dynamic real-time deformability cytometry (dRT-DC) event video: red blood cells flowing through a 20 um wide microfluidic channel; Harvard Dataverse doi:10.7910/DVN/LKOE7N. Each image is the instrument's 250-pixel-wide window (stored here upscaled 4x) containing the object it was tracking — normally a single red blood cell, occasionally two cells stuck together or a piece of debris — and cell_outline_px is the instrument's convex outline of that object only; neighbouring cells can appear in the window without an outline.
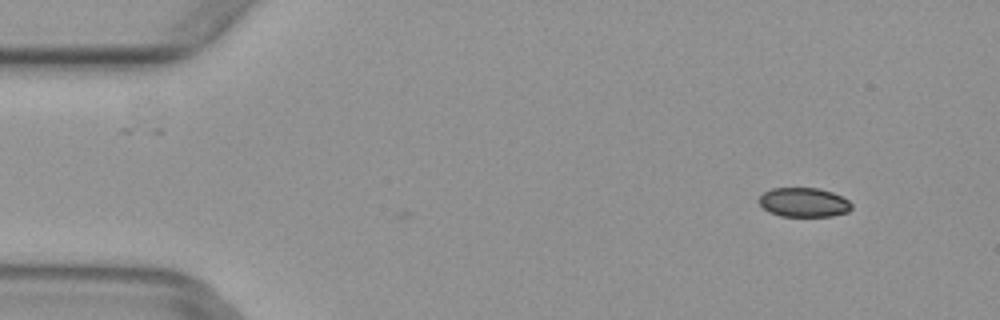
{"species": "common noctule bat (a hibernating species)", "species_latin": "Nyctalus noctula", "temperature_condition": "warm", "stored_images_in_passage": 3, "camera_frame_rate_fps": 3000, "um_per_image_px": 0.085, "animal": {"sex": "female", "body_mass_g": 29.2, "forearm_length_mm": 56.3}, "frame": {"image": 1, "passage_image": 1, "time_ms": 0.0, "image_size_px": [1000, 320], "cell_outline_px": [[852, 208], [848, 212], [832, 216], [780, 216], [768, 212], [756, 200], [764, 192], [772, 188], [820, 188], [832, 192], [848, 200], [852, 204]], "centroid_in_image_um": [68.31, 17.2], "position_along_channel_um": 16.7, "area_um2": 15.9}}